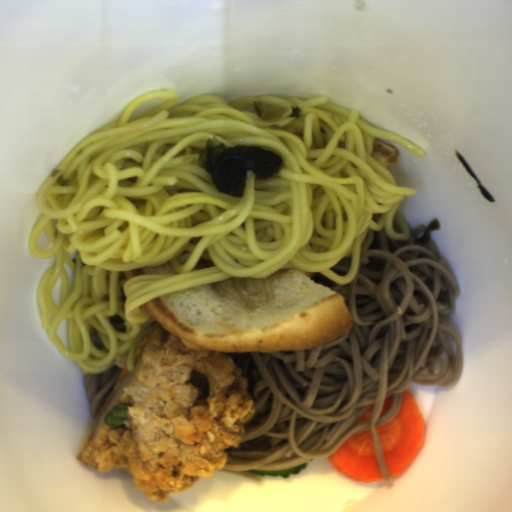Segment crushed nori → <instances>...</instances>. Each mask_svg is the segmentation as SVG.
<instances>
[{"mask_svg": "<svg viewBox=\"0 0 512 512\" xmlns=\"http://www.w3.org/2000/svg\"><path fill=\"white\" fill-rule=\"evenodd\" d=\"M441 228L438 218L433 219L429 225L424 226V232L421 236H418L414 241L420 244H427L430 237L431 232H434Z\"/></svg>", "mask_w": 512, "mask_h": 512, "instance_id": "1", "label": "crushed nori"}]
</instances>
